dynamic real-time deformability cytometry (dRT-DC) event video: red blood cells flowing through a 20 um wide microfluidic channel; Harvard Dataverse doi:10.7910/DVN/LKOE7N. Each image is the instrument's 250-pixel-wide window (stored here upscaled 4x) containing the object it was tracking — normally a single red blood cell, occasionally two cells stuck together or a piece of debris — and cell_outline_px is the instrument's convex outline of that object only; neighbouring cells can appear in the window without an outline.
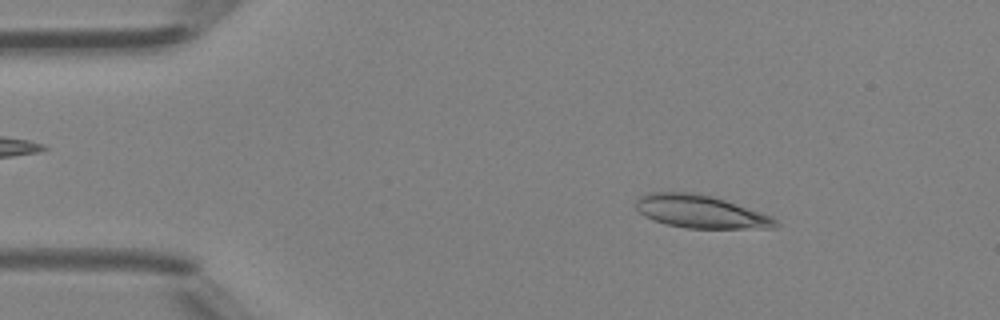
{"species": "Egyptian fruit bat (a non-hibernating species)", "species_latin": "Rousettus aegyptiacus", "temperature_condition": "room temperature", "stored_images_in_passage": 45, "camera_frame_rate_fps": 3000, "um_per_image_px": 0.085, "animal": {"sex": "female"}, "frame": {"image": 1, "passage_image": 5, "time_ms": 1.333, "image_size_px": [1000, 320], "cell_outline_px": [[780, 224], [776, 228], [688, 228], [668, 224], [644, 216], [636, 208], [636, 200], [640, 196], [648, 192], [692, 192], [712, 196], [772, 216]], "centroid_in_image_um": [59.55, 17.98], "position_along_channel_um": 25.4, "area_um2": 26.53}}
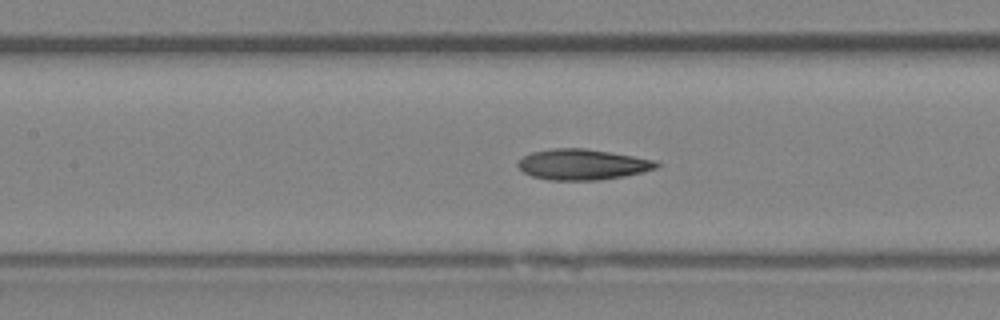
{"frame": {"image": 2, "passage_image": 19, "time_ms": 6.0, "image_size_px": [1000, 320], "cell_outline_px": [[660, 164], [656, 168], [644, 172], [624, 176], [600, 180], [548, 180], [532, 176], [524, 172], [516, 164], [524, 156], [532, 152], [552, 148], [584, 148], [656, 160]], "centroid_in_image_um": [49.51, 13.98], "position_along_channel_um": 157.9, "area_um2": 24.68}}
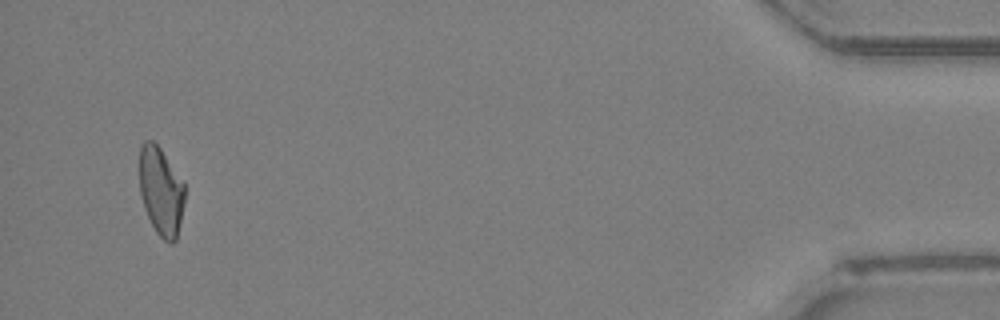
{"frame": {"image": 3, "passage_image": 43, "time_ms": 14.0, "image_size_px": [1000, 320], "cell_outline_px": [[184, 204], [176, 240], [172, 244], [164, 240], [156, 232], [144, 208], [140, 192], [140, 144], [144, 140], [152, 140], [160, 148], [184, 184]], "centroid_in_image_um": [13.67, 16.25], "position_along_channel_um": 421.5, "area_um2": 23.0}, "authors_computed_cell_mechanics": {"area_um2": 24.6228, "velocity_mm_per_s": 4.3201, "shape_relaxation_time_tau1_ms": 7.3304, "shape_relaxation_time_tau2_ms": 4.3046, "deformation_change_tau1": 0.1955, "deformation_change_tau2": 0.1239}}